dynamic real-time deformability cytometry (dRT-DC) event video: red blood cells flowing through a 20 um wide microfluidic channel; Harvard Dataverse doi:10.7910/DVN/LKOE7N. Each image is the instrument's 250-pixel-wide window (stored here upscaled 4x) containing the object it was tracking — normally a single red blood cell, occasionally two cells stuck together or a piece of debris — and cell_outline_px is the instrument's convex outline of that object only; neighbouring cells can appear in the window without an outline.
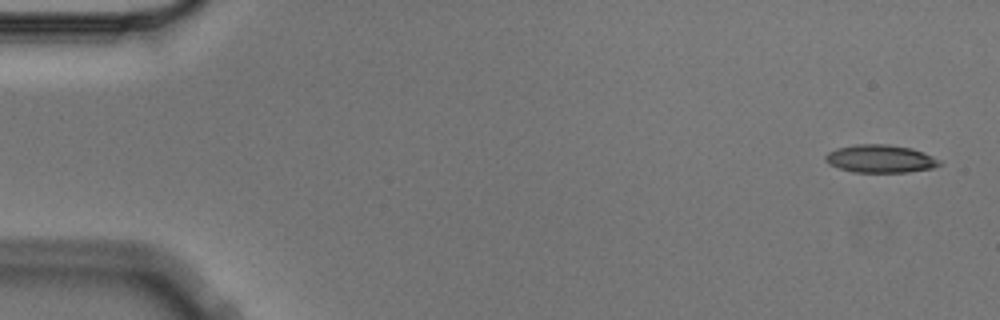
{"species": "Egyptian fruit bat (a non-hibernating species)", "species_latin": "Rousettus aegyptiacus", "temperature_condition": "cold", "stored_images_in_passage": 4, "camera_frame_rate_fps": 3000, "um_per_image_px": 0.085, "animal": {"sex": "male"}, "frame": {"image": 1, "passage_image": 1, "time_ms": 0.0, "image_size_px": [1000, 320], "cell_outline_px": [[944, 164], [932, 168], [908, 172], [852, 172], [828, 164], [824, 160], [824, 156], [828, 152], [836, 148], [856, 144], [888, 144], [912, 148], [924, 152], [940, 160]], "centroid_in_image_um": [74.83, 13.49], "position_along_channel_um": 10.2, "area_um2": 18.73}}
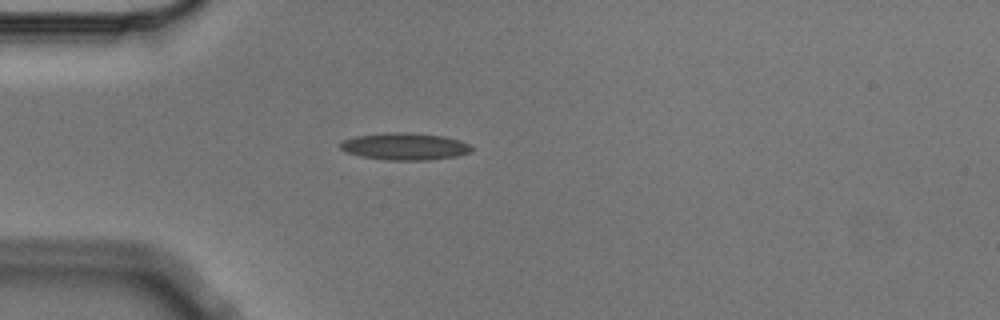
{"frame": {"image": 2, "passage_image": 4, "time_ms": 1.0, "image_size_px": [1000, 320], "cell_outline_px": [[472, 152], [456, 156], [432, 160], [388, 160], [360, 156], [344, 152], [340, 148], [340, 144], [344, 140], [356, 136], [384, 132], [408, 132], [444, 136], [460, 140], [468, 144], [472, 148]], "centroid_in_image_um": [34.41, 12.44], "position_along_channel_um": 50.6, "area_um2": 20.87}}